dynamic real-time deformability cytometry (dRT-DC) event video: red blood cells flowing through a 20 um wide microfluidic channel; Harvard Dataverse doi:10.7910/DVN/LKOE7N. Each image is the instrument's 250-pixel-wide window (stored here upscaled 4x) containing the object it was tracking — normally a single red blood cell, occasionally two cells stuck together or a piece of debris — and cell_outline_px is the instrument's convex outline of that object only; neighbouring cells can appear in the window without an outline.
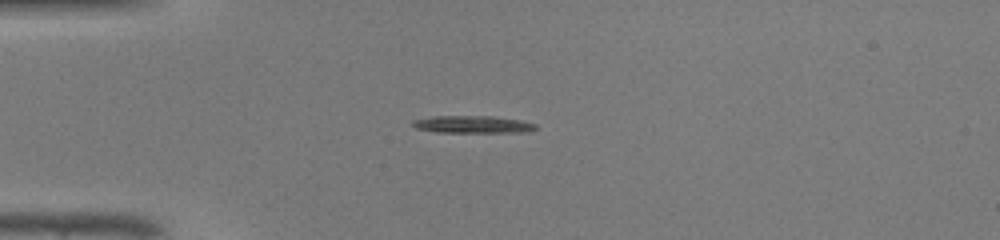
{"species": "common noctule bat (a hibernating species)", "species_latin": "Nyctalus noctula", "temperature_condition": "warm", "stored_images_in_passage": 36, "camera_frame_rate_fps": 3000, "um_per_image_px": 0.085, "animal": {"sex": "male", "body_mass_g": 19.0, "forearm_length_mm": 50.8}, "frame": {"image": 1, "passage_image": 1, "time_ms": 0.0, "image_size_px": [1000, 240], "cell_outline_px": [[536, 128], [528, 132], [436, 132], [416, 128], [412, 124], [412, 120], [432, 116], [492, 116], [520, 120], [536, 124]], "centroid_in_image_um": [40.16, 10.57], "position_along_channel_um": 44.8, "area_um2": 12.37}}
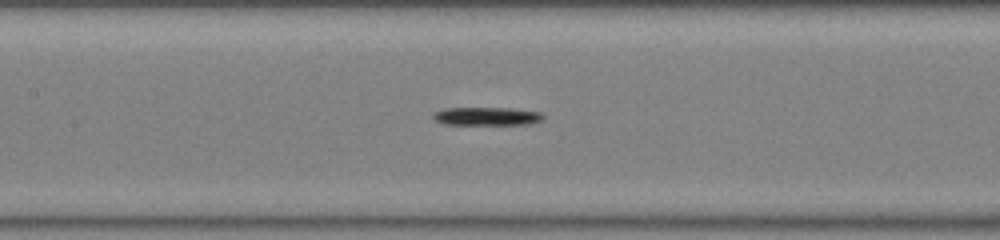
{"frame": {"image": 2, "passage_image": 11, "time_ms": 3.333, "image_size_px": [1000, 240], "cell_outline_px": [[544, 116], [540, 120], [532, 124], [444, 124], [436, 120], [432, 116], [432, 112], [444, 108], [508, 108], [540, 112]], "centroid_in_image_um": [41.34, 9.87], "position_along_channel_um": 166.1, "area_um2": 11.56}}
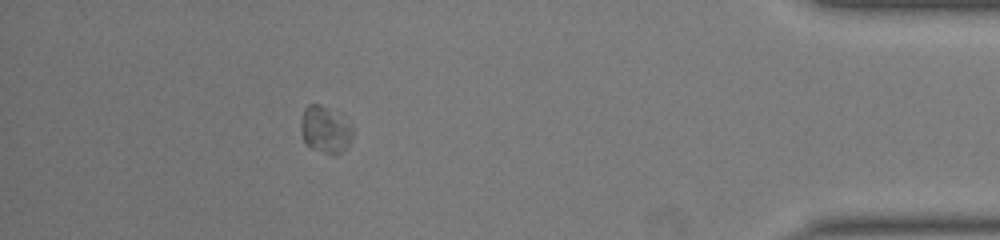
{"frame": {"image": 3, "passage_image": 31, "time_ms": 10.0, "image_size_px": [1000, 240], "cell_outline_px": [[356, 132], [352, 140], [340, 152], [324, 152], [312, 148], [304, 140], [300, 132], [300, 124], [304, 108], [308, 104], [320, 104], [328, 108], [352, 124]], "centroid_in_image_um": [27.66, 10.97], "position_along_channel_um": 407.5, "area_um2": 14.05}, "authors_computed_cell_mechanics": {"area_um2": 11.8779, "velocity_mm_per_s": 4.3171, "shape_relaxation_time_tau1_ms": null, "shape_relaxation_time_tau2_ms": 6.9391, "deformation_change_tau1": null, "deformation_change_tau2": 0.1081}}